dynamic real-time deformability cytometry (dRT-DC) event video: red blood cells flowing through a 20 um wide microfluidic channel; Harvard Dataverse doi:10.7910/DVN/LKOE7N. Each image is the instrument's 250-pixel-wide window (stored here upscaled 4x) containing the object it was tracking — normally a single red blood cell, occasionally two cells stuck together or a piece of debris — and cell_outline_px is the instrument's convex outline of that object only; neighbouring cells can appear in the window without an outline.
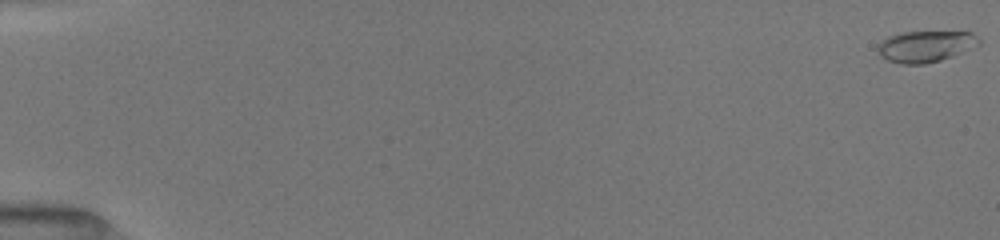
{"species": "common noctule bat (a hibernating species)", "species_latin": "Nyctalus noctula", "temperature_condition": "room temperature", "stored_images_in_passage": 11, "camera_frame_rate_fps": 3000, "um_per_image_px": 0.085, "animal": {"sex": "female", "body_mass_g": 19.5, "forearm_length_mm": 54.1}, "frame": {"image": 1, "passage_image": 1, "time_ms": 0.0, "image_size_px": [1000, 240], "cell_outline_px": [[980, 44], [952, 56], [940, 60], [924, 64], [900, 64], [888, 60], [880, 56], [876, 48], [880, 40], [888, 36], [904, 32], [972, 32], [980, 40]], "centroid_in_image_um": [78.62, 3.94], "position_along_channel_um": 6.4, "area_um2": 18.44}}